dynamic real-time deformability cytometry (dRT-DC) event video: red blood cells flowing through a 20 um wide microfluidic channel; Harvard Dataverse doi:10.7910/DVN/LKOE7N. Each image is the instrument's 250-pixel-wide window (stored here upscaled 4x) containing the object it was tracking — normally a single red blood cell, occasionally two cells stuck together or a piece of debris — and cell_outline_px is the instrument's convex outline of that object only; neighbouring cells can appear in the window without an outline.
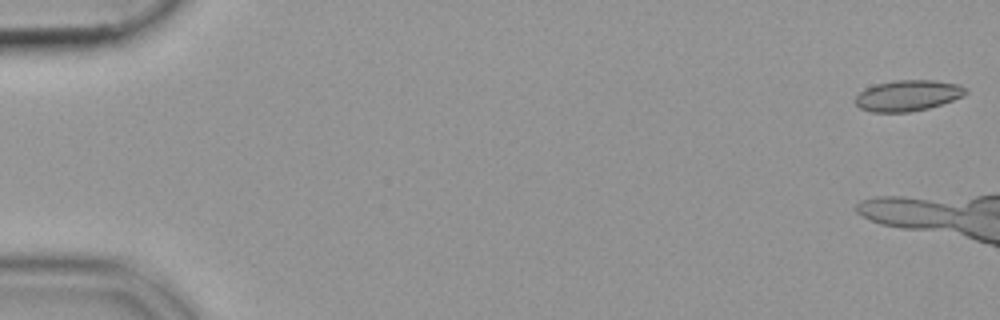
{"species": "common noctule bat (a hibernating species)", "species_latin": "Nyctalus noctula", "temperature_condition": "cold", "stored_images_in_passage": 12, "camera_frame_rate_fps": 3000, "um_per_image_px": 0.085, "animal": {"sex": "female", "body_mass_g": 19.9}, "frame": {"image": 1, "passage_image": 1, "time_ms": 0.0, "image_size_px": [1000, 320], "cell_outline_px": [[968, 92], [964, 96], [928, 108], [908, 112], [872, 112], [860, 108], [856, 104], [856, 96], [860, 92], [876, 84], [896, 80], [932, 80], [960, 84]], "centroid_in_image_um": [77.18, 8.12], "position_along_channel_um": 7.8, "area_um2": 19.65}}